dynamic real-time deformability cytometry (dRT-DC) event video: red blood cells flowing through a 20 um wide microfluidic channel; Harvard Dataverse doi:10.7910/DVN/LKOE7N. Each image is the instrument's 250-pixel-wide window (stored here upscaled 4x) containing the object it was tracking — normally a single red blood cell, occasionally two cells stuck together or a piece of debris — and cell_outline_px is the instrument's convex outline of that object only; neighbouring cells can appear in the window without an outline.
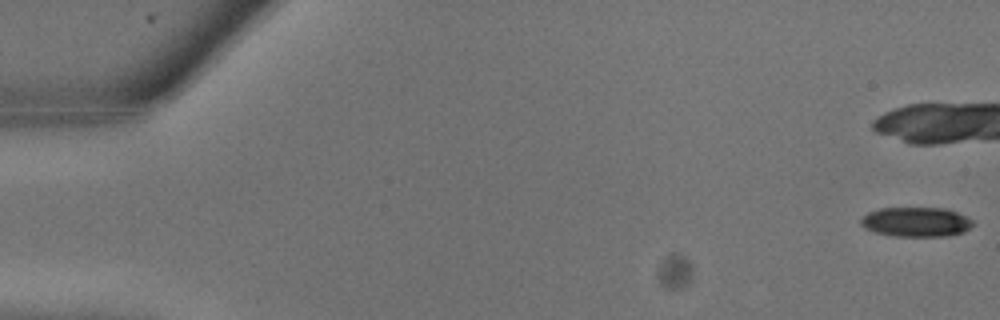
{"species": "common noctule bat (a hibernating species)", "species_latin": "Nyctalus noctula", "temperature_condition": "warm", "stored_images_in_passage": 12, "camera_frame_rate_fps": 3000, "um_per_image_px": 0.085, "animal": {"sex": "male", "body_mass_g": 13.3}, "frame": {"image": 1, "passage_image": 1, "time_ms": 0.0, "image_size_px": [1000, 320], "cell_outline_px": [[976, 224], [964, 232], [948, 236], [892, 236], [876, 232], [864, 228], [860, 224], [860, 220], [868, 212], [880, 208], [944, 208], [956, 212], [972, 220]], "centroid_in_image_um": [77.88, 18.87], "position_along_channel_um": 7.1, "area_um2": 19.36}}